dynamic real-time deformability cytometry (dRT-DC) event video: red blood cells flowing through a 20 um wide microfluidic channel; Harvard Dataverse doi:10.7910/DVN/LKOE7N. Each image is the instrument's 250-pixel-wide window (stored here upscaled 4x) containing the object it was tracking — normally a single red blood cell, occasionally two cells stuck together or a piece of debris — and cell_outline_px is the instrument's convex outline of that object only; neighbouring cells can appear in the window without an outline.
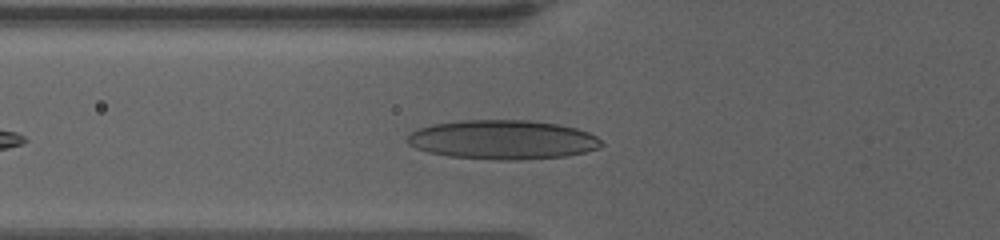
{"species": "human", "species_latin": "Homo sapiens", "temperature_condition": "warm", "stored_images_in_passage": 56, "camera_frame_rate_fps": 3000, "um_per_image_px": 0.085, "donor": {"sex": "female"}, "frame": {"image": 1, "passage_image": 8, "time_ms": 2.0, "image_size_px": [1000, 240], "cell_outline_px": [[604, 144], [600, 148], [584, 152], [564, 156], [524, 160], [496, 160], [448, 156], [428, 152], [416, 148], [408, 144], [408, 136], [412, 132], [420, 128], [432, 124], [464, 120], [532, 120], [560, 124], [576, 128], [588, 132], [596, 136]], "centroid_in_image_um": [42.76, 11.87], "position_along_channel_um": 83.0, "area_um2": 44.51}}
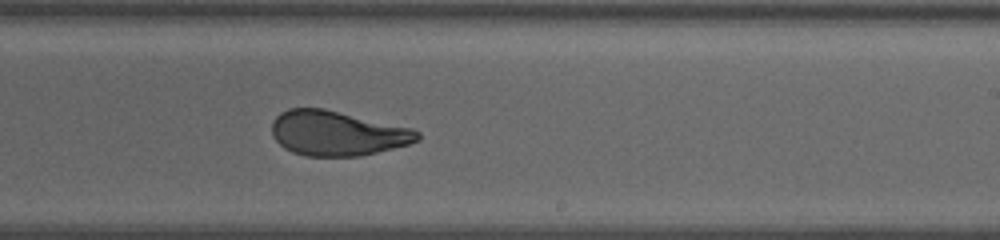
{"frame": {"image": 2, "passage_image": 27, "time_ms": 7.333, "image_size_px": [1000, 240], "cell_outline_px": [[420, 140], [408, 144], [360, 156], [304, 156], [292, 152], [284, 148], [272, 136], [272, 120], [280, 112], [288, 108], [324, 108], [412, 128], [420, 132]], "centroid_in_image_um": [28.63, 11.32], "position_along_channel_um": 260.4, "area_um2": 38.09}}
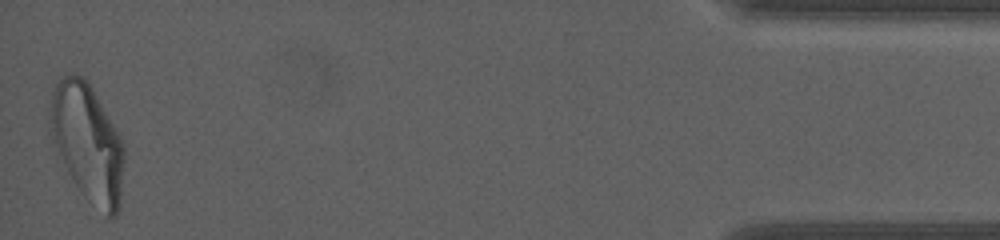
{"frame": {"image": 3, "passage_image": 56, "time_ms": 14.667, "image_size_px": [1000, 240], "cell_outline_px": [[124, 160], [120, 208], [116, 216], [108, 216], [88, 200], [80, 192], [72, 180], [52, 140], [52, 92], [56, 84], [64, 76], [72, 72], [76, 72], [92, 88], [116, 128], [120, 136], [124, 148]], "centroid_in_image_um": [7.48, 12.16], "position_along_channel_um": 427.7, "area_um2": 49.77}, "authors_computed_cell_mechanics": {"area_um2": 39.0728, "velocity_mm_per_s": 3.317, "shape_relaxation_time_tau1_ms": null, "shape_relaxation_time_tau2_ms": 1.1936, "deformation_change_tau1": null, "deformation_change_tau2": 0.0833}}